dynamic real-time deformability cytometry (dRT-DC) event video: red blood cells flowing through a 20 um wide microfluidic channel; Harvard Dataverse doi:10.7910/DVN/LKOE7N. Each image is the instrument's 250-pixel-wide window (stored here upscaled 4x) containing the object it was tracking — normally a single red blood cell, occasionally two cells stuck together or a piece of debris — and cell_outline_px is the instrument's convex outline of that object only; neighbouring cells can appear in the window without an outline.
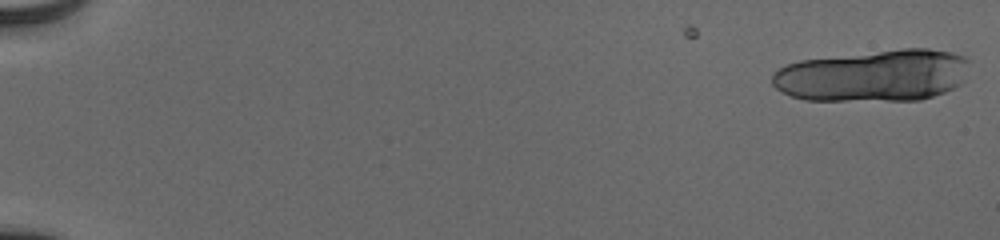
{"species": "human", "species_latin": "Homo sapiens", "temperature_condition": "cold", "stored_images_in_passage": 24, "segment_of_instrument_passage": [1, 2], "camera_frame_rate_fps": 3000, "um_per_image_px": 0.085, "donor": {"sex": "male"}, "frame": {"image": 1, "passage_image": 1, "time_ms": 0.0, "image_size_px": [1000, 240], "cell_outline_px": [[972, 60], [964, 80], [960, 84], [944, 92], [920, 100], [804, 100], [792, 96], [776, 88], [772, 84], [772, 76], [780, 68], [788, 64], [800, 60], [900, 48], [928, 48], [952, 52], [964, 56]], "centroid_in_image_um": [74.3, 6.41], "position_along_channel_um": 10.7, "area_um2": 59.88}}